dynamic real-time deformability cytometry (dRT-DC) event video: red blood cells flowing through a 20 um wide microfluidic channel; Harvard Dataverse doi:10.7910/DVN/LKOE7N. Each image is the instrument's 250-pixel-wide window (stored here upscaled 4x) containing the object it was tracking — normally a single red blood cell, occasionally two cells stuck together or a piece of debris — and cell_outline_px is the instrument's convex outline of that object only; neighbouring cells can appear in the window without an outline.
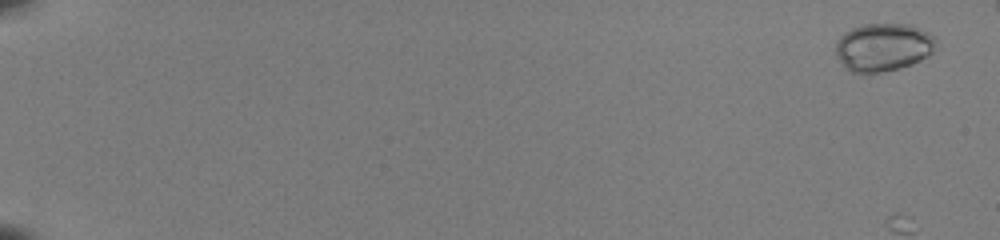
{"species": "common noctule bat (a hibernating species)", "species_latin": "Nyctalus noctula", "temperature_condition": "room temperature", "stored_images_in_passage": 28, "camera_frame_rate_fps": 3000, "um_per_image_px": 0.085, "animal": {"sex": "female", "body_mass_g": 22.0, "forearm_length_mm": 56.7}, "frame": {"image": 1, "passage_image": 2, "time_ms": 0.333, "image_size_px": [1000, 240], "cell_outline_px": [[936, 40], [932, 52], [928, 56], [912, 64], [900, 68], [884, 72], [852, 72], [844, 68], [836, 56], [836, 40], [844, 32], [852, 28], [864, 24], [912, 24], [936, 36]], "centroid_in_image_um": [75.07, 4.0], "position_along_channel_um": 9.9, "area_um2": 28.32}}